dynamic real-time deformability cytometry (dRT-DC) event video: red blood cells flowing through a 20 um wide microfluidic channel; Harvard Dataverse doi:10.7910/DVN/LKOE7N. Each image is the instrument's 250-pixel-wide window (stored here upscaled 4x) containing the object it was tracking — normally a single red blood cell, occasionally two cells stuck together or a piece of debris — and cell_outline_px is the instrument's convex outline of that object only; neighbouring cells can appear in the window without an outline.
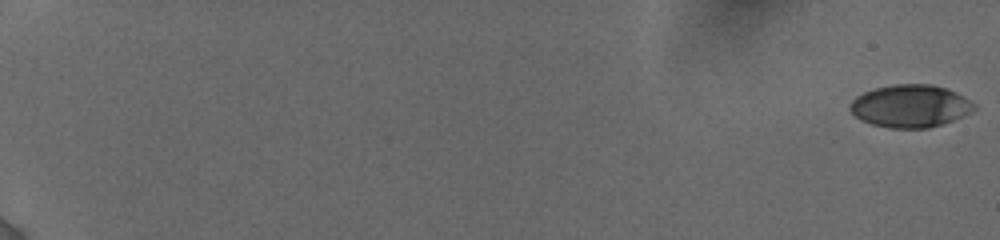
{"species": "human", "species_latin": "Homo sapiens", "temperature_condition": "cold", "stored_images_in_passage": 23, "camera_frame_rate_fps": 3000, "um_per_image_px": 0.085, "donor": {"sex": "female"}, "frame": {"image": 1, "passage_image": 1, "time_ms": 0.0, "image_size_px": [1000, 240], "cell_outline_px": [[976, 108], [972, 112], [952, 120], [928, 128], [888, 128], [872, 124], [856, 116], [848, 108], [848, 104], [856, 96], [864, 92], [876, 88], [892, 84], [932, 84], [944, 88], [976, 104]], "centroid_in_image_um": [77.34, 9.01], "position_along_channel_um": 7.7, "area_um2": 30.46}}
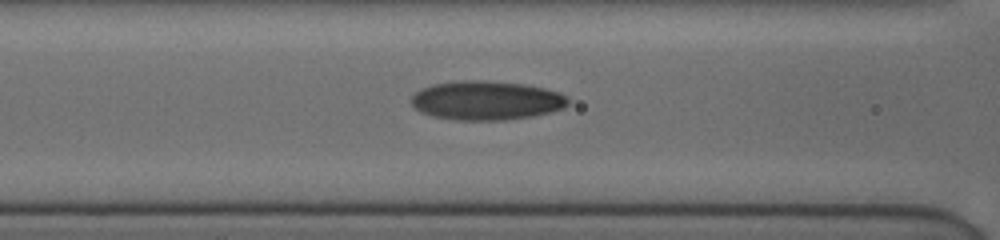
{"frame": {"image": 2, "passage_image": 14, "time_ms": 9.0, "image_size_px": [1000, 240], "cell_outline_px": [[568, 104], [564, 108], [552, 112], [532, 116], [504, 120], [456, 120], [432, 116], [420, 112], [412, 104], [412, 96], [420, 88], [432, 84], [460, 80], [484, 80], [524, 84], [544, 88], [568, 96]], "centroid_in_image_um": [41.33, 8.54], "position_along_channel_um": 125.3, "area_um2": 35.84}}
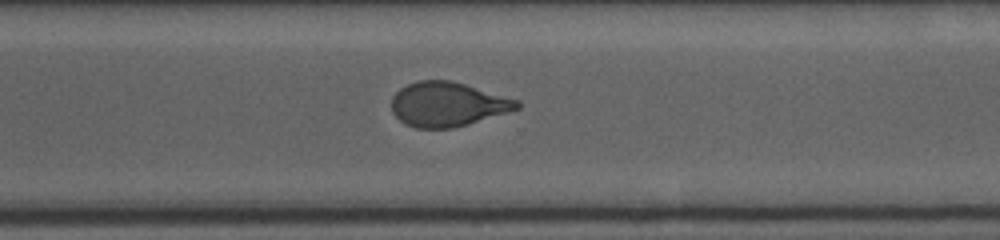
{"frame": {"image": 3, "passage_image": 23, "time_ms": 14.333, "image_size_px": [1000, 240], "cell_outline_px": [[520, 108], [512, 112], [468, 124], [452, 128], [416, 128], [404, 124], [392, 112], [392, 96], [400, 88], [416, 80], [452, 80], [520, 100]], "centroid_in_image_um": [38.08, 8.86], "position_along_channel_um": 332.5, "area_um2": 32.83}}